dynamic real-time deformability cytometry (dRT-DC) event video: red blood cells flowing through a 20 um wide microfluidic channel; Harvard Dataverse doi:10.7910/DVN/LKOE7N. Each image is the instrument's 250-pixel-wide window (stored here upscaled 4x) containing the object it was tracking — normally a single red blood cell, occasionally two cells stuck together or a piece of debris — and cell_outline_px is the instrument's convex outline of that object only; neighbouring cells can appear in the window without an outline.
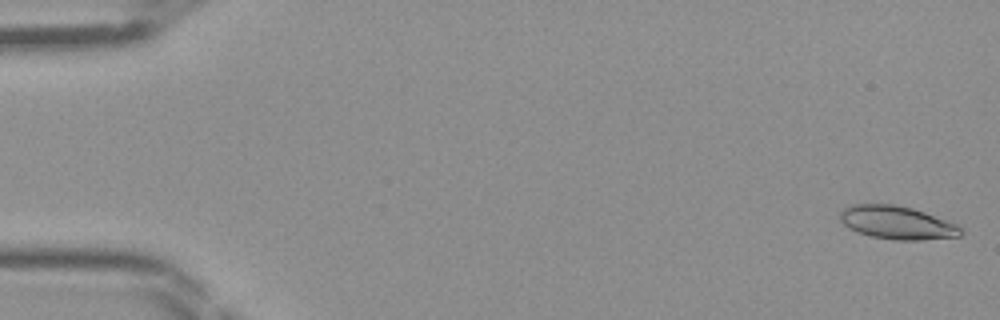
{"species": "Egyptian fruit bat (a non-hibernating species)", "species_latin": "Rousettus aegyptiacus", "temperature_condition": "room temperature", "stored_images_in_passage": 47, "segment_of_instrument_passage": [1, 2], "camera_frame_rate_fps": 3000, "um_per_image_px": 0.085, "frame": {"image": 1, "passage_image": 1, "time_ms": 0.0, "image_size_px": [1000, 320], "cell_outline_px": [[964, 232], [960, 236], [920, 240], [896, 240], [872, 236], [856, 232], [848, 228], [840, 220], [840, 212], [848, 204], [892, 204], [912, 208], [924, 212], [956, 224]], "centroid_in_image_um": [76.21, 18.92], "position_along_channel_um": 8.8, "area_um2": 23.29}}
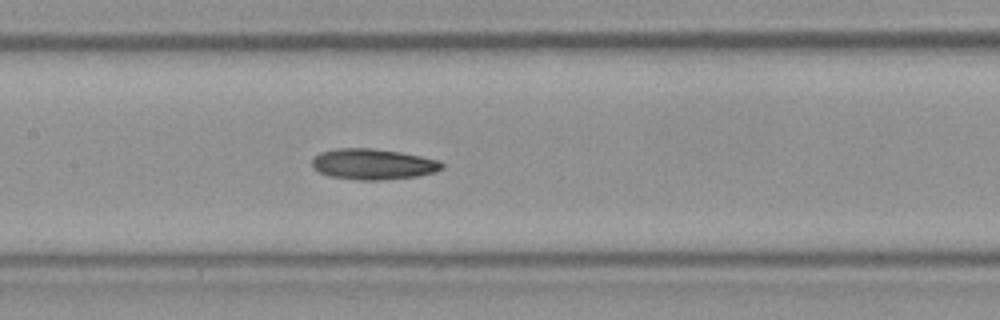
{"frame": {"image": 2, "passage_image": 22, "time_ms": 7.0, "image_size_px": [1000, 320], "cell_outline_px": [[444, 168], [436, 172], [416, 176], [380, 180], [360, 180], [328, 176], [312, 168], [312, 160], [320, 152], [336, 148], [372, 148], [400, 152], [440, 160], [444, 164]], "centroid_in_image_um": [31.72, 13.95], "position_along_channel_um": 175.7, "area_um2": 23.35}}
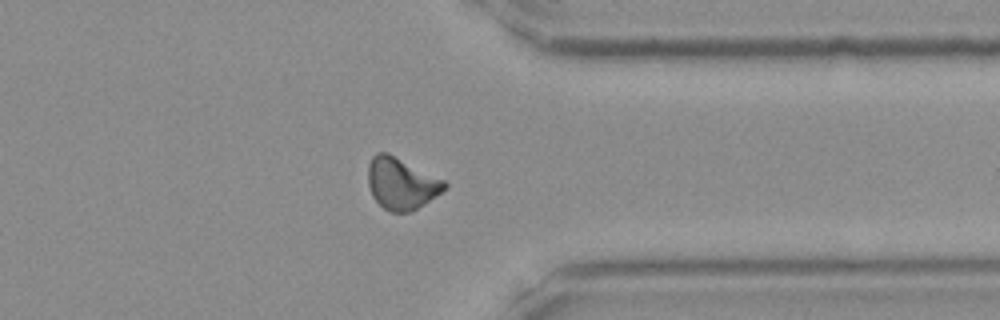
{"frame": {"image": 3, "passage_image": 36, "time_ms": 11.667, "image_size_px": [1000, 320], "cell_outline_px": [[448, 184], [440, 192], [424, 204], [408, 212], [388, 212], [372, 196], [368, 184], [368, 164], [372, 156], [376, 152], [388, 152], [444, 180]], "centroid_in_image_um": [34.07, 15.58], "position_along_channel_um": 377.3, "area_um2": 22.83}}